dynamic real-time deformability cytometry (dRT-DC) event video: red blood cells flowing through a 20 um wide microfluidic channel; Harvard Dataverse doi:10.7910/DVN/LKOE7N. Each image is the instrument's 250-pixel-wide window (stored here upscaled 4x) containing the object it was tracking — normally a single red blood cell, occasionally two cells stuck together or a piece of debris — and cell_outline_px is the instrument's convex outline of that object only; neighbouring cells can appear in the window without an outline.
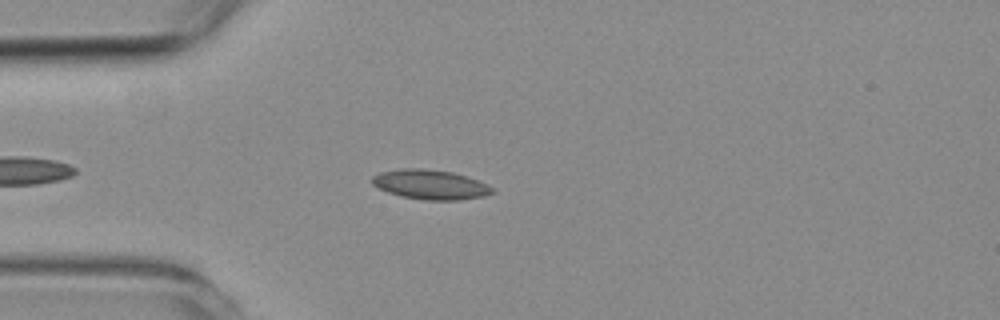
{"species": "common noctule bat (a hibernating species)", "species_latin": "Nyctalus noctula", "temperature_condition": "room temperature", "stored_images_in_passage": 25, "camera_frame_rate_fps": 3000, "um_per_image_px": 0.085, "animal": {"sex": "female", "body_mass_g": 19.3, "forearm_length_mm": 54.1}, "frame": {"image": 1, "passage_image": 7, "time_ms": 2.0, "image_size_px": [1000, 320], "cell_outline_px": [[496, 192], [484, 196], [460, 200], [424, 200], [400, 196], [388, 192], [372, 184], [372, 176], [380, 172], [400, 168], [424, 168], [452, 172], [468, 176], [488, 184]], "centroid_in_image_um": [36.6, 15.68], "position_along_channel_um": 48.4, "area_um2": 20.92}}
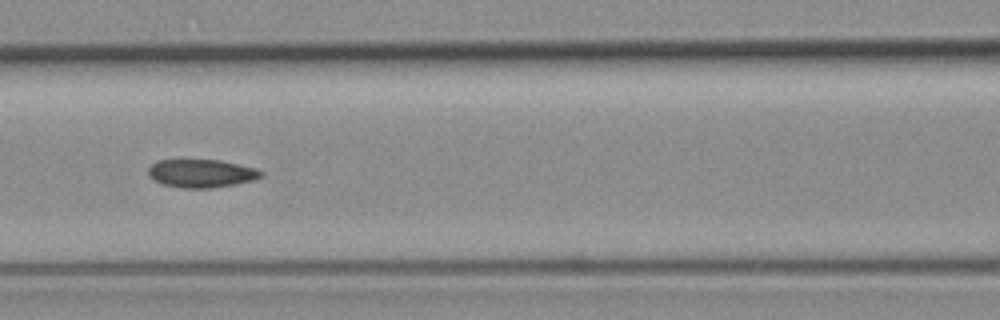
{"frame": {"image": 2, "passage_image": 16, "time_ms": 5.0, "image_size_px": [1000, 320], "cell_outline_px": [[264, 176], [252, 180], [236, 184], [212, 188], [184, 188], [164, 184], [152, 180], [148, 176], [148, 168], [156, 160], [220, 160], [256, 168], [264, 172]], "centroid_in_image_um": [17.12, 14.74], "position_along_channel_um": 149.5, "area_um2": 18.61}}
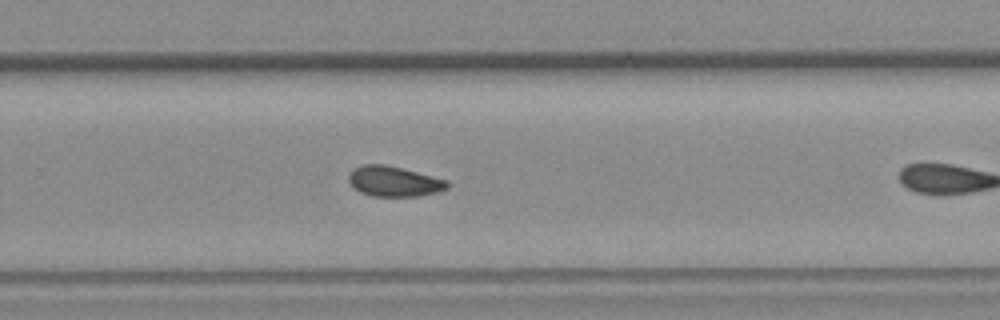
{"frame": {"image": 3, "passage_image": 24, "time_ms": 7.667, "image_size_px": [1000, 320], "cell_outline_px": [[448, 188], [440, 192], [420, 196], [372, 196], [360, 192], [348, 180], [348, 176], [356, 168], [364, 164], [384, 164], [448, 180]], "centroid_in_image_um": [33.53, 15.43], "position_along_channel_um": 296.3, "area_um2": 17.17}}